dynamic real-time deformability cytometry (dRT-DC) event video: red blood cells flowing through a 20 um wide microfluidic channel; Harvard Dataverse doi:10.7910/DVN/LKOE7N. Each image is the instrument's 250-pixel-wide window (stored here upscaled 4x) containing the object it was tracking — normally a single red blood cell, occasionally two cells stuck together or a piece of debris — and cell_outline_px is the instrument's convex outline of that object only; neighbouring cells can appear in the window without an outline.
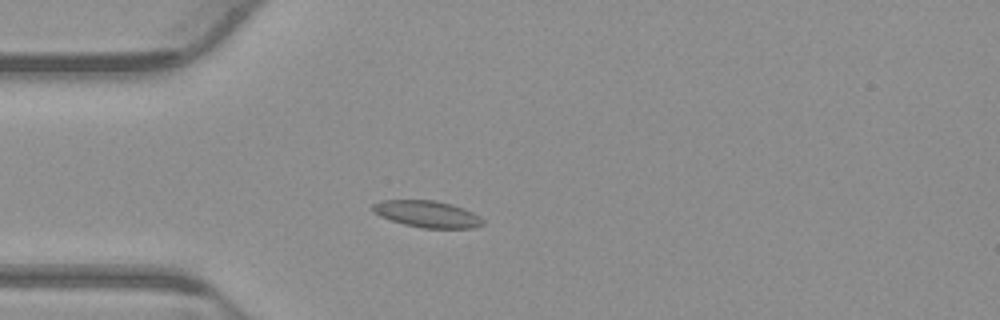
{"species": "common noctule bat (a hibernating species)", "species_latin": "Nyctalus noctula", "temperature_condition": "warm", "stored_images_in_passage": 51, "camera_frame_rate_fps": 3000, "um_per_image_px": 0.085, "animal": {"sex": "male", "body_mass_g": 23.1, "forearm_length_mm": 52.7}, "frame": {"image": 1, "passage_image": 12, "time_ms": 3.667, "image_size_px": [1000, 320], "cell_outline_px": [[484, 224], [472, 228], [424, 228], [404, 224], [380, 216], [372, 212], [372, 204], [384, 200], [436, 200], [452, 204], [464, 208], [480, 216], [484, 220]], "centroid_in_image_um": [36.33, 18.19], "position_along_channel_um": 48.7, "area_um2": 17.17}}
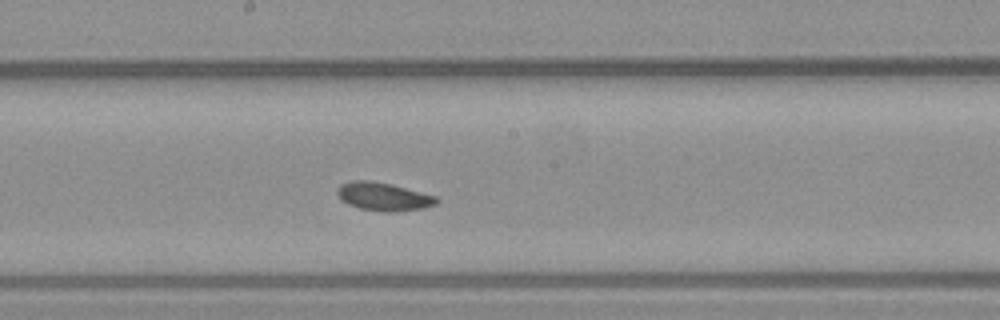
{"frame": {"image": 2, "passage_image": 26, "time_ms": 8.333, "image_size_px": [1000, 320], "cell_outline_px": [[440, 200], [436, 204], [424, 208], [392, 212], [384, 212], [360, 208], [348, 204], [340, 200], [336, 192], [336, 188], [340, 184], [348, 180], [368, 180], [392, 184], [436, 196]], "centroid_in_image_um": [32.56, 16.7], "position_along_channel_um": 215.6, "area_um2": 16.53}}
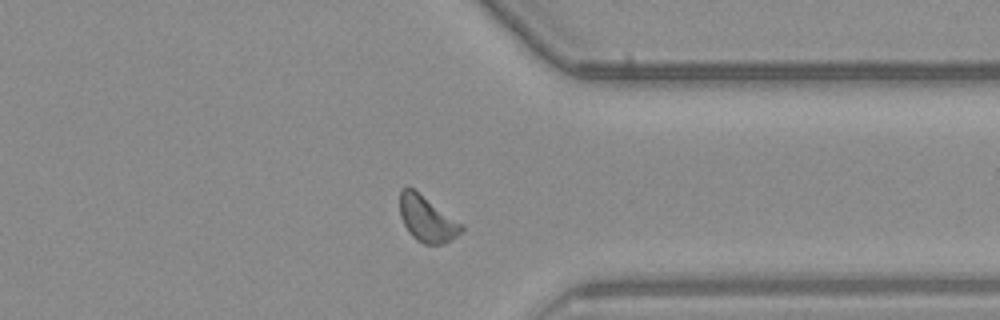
{"frame": {"image": 3, "passage_image": 39, "time_ms": 12.667, "image_size_px": [1000, 320], "cell_outline_px": [[464, 228], [452, 240], [444, 244], [424, 244], [416, 240], [408, 232], [400, 216], [400, 188], [412, 188], [464, 224]], "centroid_in_image_um": [36.3, 18.63], "position_along_channel_um": 375.1, "area_um2": 16.42}, "authors_computed_cell_mechanics": {"area_um2": 16.1262, "velocity_mm_per_s": 3.803, "shape_relaxation_time_tau1_ms": 2.6976, "shape_relaxation_time_tau2_ms": 3.3304, "deformation_change_tau1": 0.069, "deformation_change_tau2": 0.0914}}